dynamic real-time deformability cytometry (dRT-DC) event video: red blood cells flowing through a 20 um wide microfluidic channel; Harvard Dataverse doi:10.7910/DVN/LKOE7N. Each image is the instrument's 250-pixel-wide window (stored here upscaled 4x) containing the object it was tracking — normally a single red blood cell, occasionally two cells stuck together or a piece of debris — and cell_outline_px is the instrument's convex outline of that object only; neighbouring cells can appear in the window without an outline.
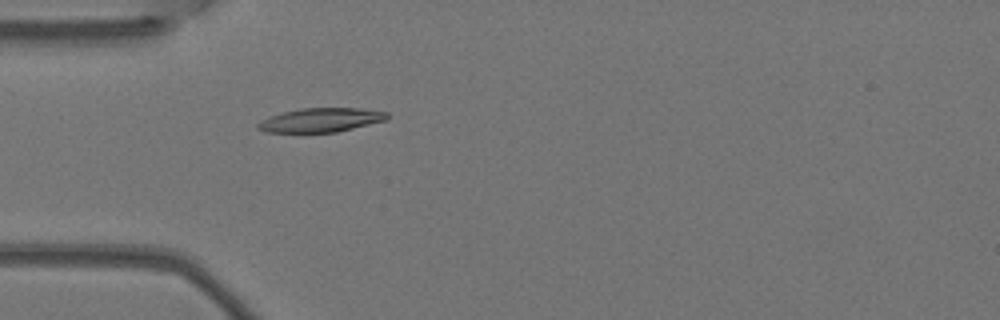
{"species": "Egyptian fruit bat (a non-hibernating species)", "species_latin": "Rousettus aegyptiacus", "temperature_condition": "warm", "stored_images_in_passage": 3, "camera_frame_rate_fps": 3000, "um_per_image_px": 0.085, "animal": {"sex": "female"}, "frame": {"image": 1, "passage_image": 3, "time_ms": 0.667, "image_size_px": [1000, 320], "cell_outline_px": [[388, 120], [336, 132], [264, 132], [256, 128], [256, 124], [260, 120], [268, 116], [280, 112], [300, 108], [360, 108], [388, 112]], "centroid_in_image_um": [27.23, 10.19], "position_along_channel_um": 57.8, "area_um2": 18.32}}